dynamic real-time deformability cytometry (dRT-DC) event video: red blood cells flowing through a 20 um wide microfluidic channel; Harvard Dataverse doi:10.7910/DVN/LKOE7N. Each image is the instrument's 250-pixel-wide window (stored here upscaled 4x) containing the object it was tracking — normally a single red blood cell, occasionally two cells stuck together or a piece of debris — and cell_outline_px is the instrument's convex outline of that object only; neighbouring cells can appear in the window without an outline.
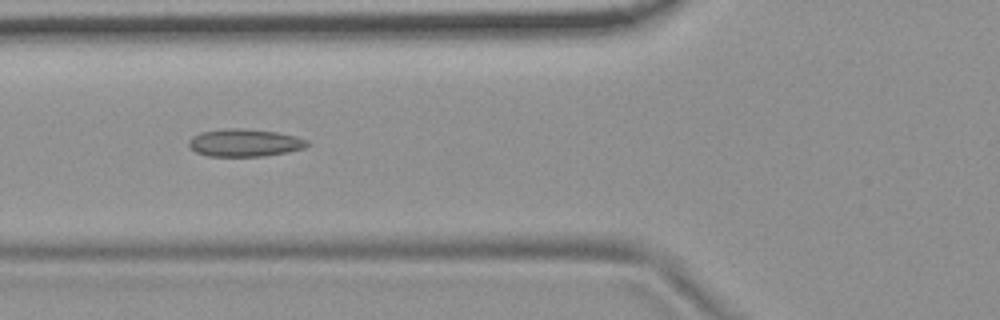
{"species": "common noctule bat (a hibernating species)", "species_latin": "Nyctalus noctula", "temperature_condition": "room temperature", "stored_images_in_passage": 54, "camera_frame_rate_fps": 3000, "um_per_image_px": 0.085, "animal": {"sex": "female", "body_mass_g": 19.9}, "frame": {"image": 1, "passage_image": 21, "time_ms": 6.667, "image_size_px": [1000, 320], "cell_outline_px": [[308, 144], [304, 148], [288, 152], [264, 156], [208, 156], [196, 152], [188, 148], [188, 140], [192, 136], [200, 132], [228, 128], [244, 128], [276, 132], [296, 136], [308, 140]], "centroid_in_image_um": [20.76, 12.13], "position_along_channel_um": 105.0, "area_um2": 19.19}}
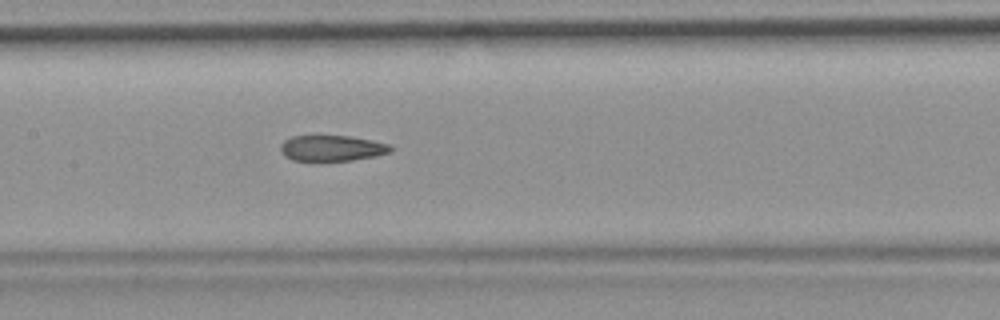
{"frame": {"image": 2, "passage_image": 27, "time_ms": 8.667, "image_size_px": [1000, 320], "cell_outline_px": [[396, 148], [392, 152], [376, 156], [352, 160], [292, 160], [284, 156], [280, 152], [280, 144], [284, 140], [292, 136], [348, 136], [372, 140], [388, 144]], "centroid_in_image_um": [28.23, 12.59], "position_along_channel_um": 179.2, "area_um2": 16.59}}
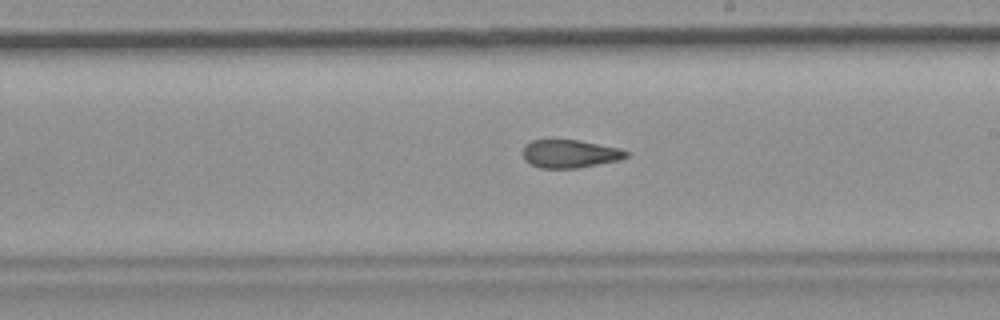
{"frame": {"image": 3, "passage_image": 32, "time_ms": 10.333, "image_size_px": [1000, 320], "cell_outline_px": [[632, 152], [628, 156], [620, 160], [576, 168], [540, 168], [524, 160], [524, 144], [532, 140], [580, 140], [620, 148]], "centroid_in_image_um": [48.48, 13.06], "position_along_channel_um": 240.5, "area_um2": 16.99}}